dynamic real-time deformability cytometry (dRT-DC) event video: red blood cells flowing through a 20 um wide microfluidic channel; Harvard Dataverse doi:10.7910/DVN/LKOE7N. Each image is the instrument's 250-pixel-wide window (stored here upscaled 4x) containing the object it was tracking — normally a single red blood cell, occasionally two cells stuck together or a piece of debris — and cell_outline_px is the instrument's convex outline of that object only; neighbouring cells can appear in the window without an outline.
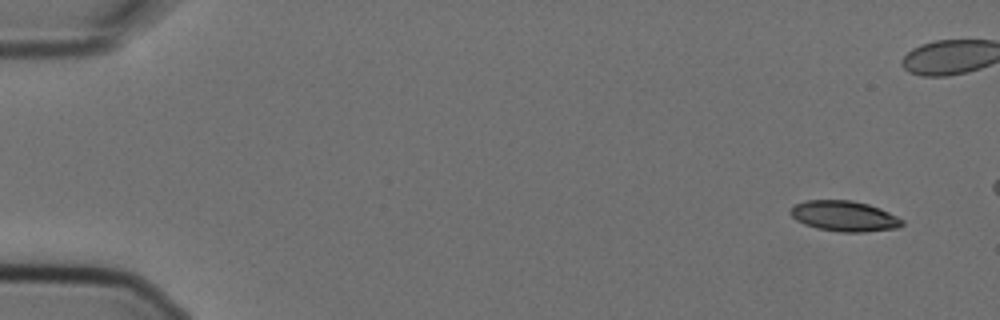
{"species": "Egyptian fruit bat (a non-hibernating species)", "species_latin": "Rousettus aegyptiacus", "temperature_condition": "cold", "stored_images_in_passage": 5, "camera_frame_rate_fps": 3000, "um_per_image_px": 0.085, "animal": {"sex": "female"}, "frame": {"image": 1, "passage_image": 1, "time_ms": 0.0, "image_size_px": [1000, 320], "cell_outline_px": [[904, 224], [900, 228], [864, 232], [840, 232], [816, 228], [804, 224], [796, 220], [788, 212], [792, 204], [804, 200], [852, 200], [868, 204], [880, 208], [904, 220]], "centroid_in_image_um": [71.74, 18.36], "position_along_channel_um": 13.3, "area_um2": 20.17}}